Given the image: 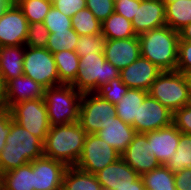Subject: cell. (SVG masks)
Returning <instances> with one entry per match:
<instances>
[{"label": "cell", "mask_w": 191, "mask_h": 190, "mask_svg": "<svg viewBox=\"0 0 191 190\" xmlns=\"http://www.w3.org/2000/svg\"><path fill=\"white\" fill-rule=\"evenodd\" d=\"M87 133L79 122L51 126L43 142V154L67 167L78 162Z\"/></svg>", "instance_id": "obj_1"}, {"label": "cell", "mask_w": 191, "mask_h": 190, "mask_svg": "<svg viewBox=\"0 0 191 190\" xmlns=\"http://www.w3.org/2000/svg\"><path fill=\"white\" fill-rule=\"evenodd\" d=\"M43 156V141L12 120L0 152V175Z\"/></svg>", "instance_id": "obj_2"}, {"label": "cell", "mask_w": 191, "mask_h": 190, "mask_svg": "<svg viewBox=\"0 0 191 190\" xmlns=\"http://www.w3.org/2000/svg\"><path fill=\"white\" fill-rule=\"evenodd\" d=\"M141 56L162 71H175L178 61L179 31L167 25L138 35Z\"/></svg>", "instance_id": "obj_3"}, {"label": "cell", "mask_w": 191, "mask_h": 190, "mask_svg": "<svg viewBox=\"0 0 191 190\" xmlns=\"http://www.w3.org/2000/svg\"><path fill=\"white\" fill-rule=\"evenodd\" d=\"M82 94L70 84L45 89L44 101L50 126L79 122Z\"/></svg>", "instance_id": "obj_4"}, {"label": "cell", "mask_w": 191, "mask_h": 190, "mask_svg": "<svg viewBox=\"0 0 191 190\" xmlns=\"http://www.w3.org/2000/svg\"><path fill=\"white\" fill-rule=\"evenodd\" d=\"M148 94L172 113L191 103L188 77L179 71H162L151 84Z\"/></svg>", "instance_id": "obj_5"}, {"label": "cell", "mask_w": 191, "mask_h": 190, "mask_svg": "<svg viewBox=\"0 0 191 190\" xmlns=\"http://www.w3.org/2000/svg\"><path fill=\"white\" fill-rule=\"evenodd\" d=\"M120 70L105 59L104 52L80 57L77 77L71 84L78 92L94 93L102 84L119 77Z\"/></svg>", "instance_id": "obj_6"}, {"label": "cell", "mask_w": 191, "mask_h": 190, "mask_svg": "<svg viewBox=\"0 0 191 190\" xmlns=\"http://www.w3.org/2000/svg\"><path fill=\"white\" fill-rule=\"evenodd\" d=\"M23 73L45 89L59 85V75L53 54L46 48L26 46Z\"/></svg>", "instance_id": "obj_7"}, {"label": "cell", "mask_w": 191, "mask_h": 190, "mask_svg": "<svg viewBox=\"0 0 191 190\" xmlns=\"http://www.w3.org/2000/svg\"><path fill=\"white\" fill-rule=\"evenodd\" d=\"M93 94H82L79 108V123L87 134L97 133L116 117L115 104Z\"/></svg>", "instance_id": "obj_8"}, {"label": "cell", "mask_w": 191, "mask_h": 190, "mask_svg": "<svg viewBox=\"0 0 191 190\" xmlns=\"http://www.w3.org/2000/svg\"><path fill=\"white\" fill-rule=\"evenodd\" d=\"M9 110L16 123L44 142L51 127L44 98L19 102Z\"/></svg>", "instance_id": "obj_9"}, {"label": "cell", "mask_w": 191, "mask_h": 190, "mask_svg": "<svg viewBox=\"0 0 191 190\" xmlns=\"http://www.w3.org/2000/svg\"><path fill=\"white\" fill-rule=\"evenodd\" d=\"M121 158L120 153L96 134H87L82 154L75 167L95 175Z\"/></svg>", "instance_id": "obj_10"}, {"label": "cell", "mask_w": 191, "mask_h": 190, "mask_svg": "<svg viewBox=\"0 0 191 190\" xmlns=\"http://www.w3.org/2000/svg\"><path fill=\"white\" fill-rule=\"evenodd\" d=\"M28 21L13 1L0 16V47L25 45Z\"/></svg>", "instance_id": "obj_11"}, {"label": "cell", "mask_w": 191, "mask_h": 190, "mask_svg": "<svg viewBox=\"0 0 191 190\" xmlns=\"http://www.w3.org/2000/svg\"><path fill=\"white\" fill-rule=\"evenodd\" d=\"M173 113L151 95H147L139 106L137 119H134L136 133H146L172 124Z\"/></svg>", "instance_id": "obj_12"}, {"label": "cell", "mask_w": 191, "mask_h": 190, "mask_svg": "<svg viewBox=\"0 0 191 190\" xmlns=\"http://www.w3.org/2000/svg\"><path fill=\"white\" fill-rule=\"evenodd\" d=\"M67 166L45 156L33 160L34 190H61Z\"/></svg>", "instance_id": "obj_13"}, {"label": "cell", "mask_w": 191, "mask_h": 190, "mask_svg": "<svg viewBox=\"0 0 191 190\" xmlns=\"http://www.w3.org/2000/svg\"><path fill=\"white\" fill-rule=\"evenodd\" d=\"M149 142L144 133H136L121 158L140 176L160 166L154 155L149 154Z\"/></svg>", "instance_id": "obj_14"}, {"label": "cell", "mask_w": 191, "mask_h": 190, "mask_svg": "<svg viewBox=\"0 0 191 190\" xmlns=\"http://www.w3.org/2000/svg\"><path fill=\"white\" fill-rule=\"evenodd\" d=\"M161 72L160 68L140 55L128 67L120 70L119 77L129 89H140L148 92L151 84Z\"/></svg>", "instance_id": "obj_15"}, {"label": "cell", "mask_w": 191, "mask_h": 190, "mask_svg": "<svg viewBox=\"0 0 191 190\" xmlns=\"http://www.w3.org/2000/svg\"><path fill=\"white\" fill-rule=\"evenodd\" d=\"M141 55L138 36L125 39H106L104 56L118 70L128 67Z\"/></svg>", "instance_id": "obj_16"}, {"label": "cell", "mask_w": 191, "mask_h": 190, "mask_svg": "<svg viewBox=\"0 0 191 190\" xmlns=\"http://www.w3.org/2000/svg\"><path fill=\"white\" fill-rule=\"evenodd\" d=\"M149 142V154L154 155L160 165H164L176 152L180 131L171 124L168 127L144 133Z\"/></svg>", "instance_id": "obj_17"}, {"label": "cell", "mask_w": 191, "mask_h": 190, "mask_svg": "<svg viewBox=\"0 0 191 190\" xmlns=\"http://www.w3.org/2000/svg\"><path fill=\"white\" fill-rule=\"evenodd\" d=\"M131 22L136 35L165 26V3L162 0H140Z\"/></svg>", "instance_id": "obj_18"}, {"label": "cell", "mask_w": 191, "mask_h": 190, "mask_svg": "<svg viewBox=\"0 0 191 190\" xmlns=\"http://www.w3.org/2000/svg\"><path fill=\"white\" fill-rule=\"evenodd\" d=\"M4 89L5 105L8 109L22 101L44 98L45 91L42 85L25 75L9 80Z\"/></svg>", "instance_id": "obj_19"}, {"label": "cell", "mask_w": 191, "mask_h": 190, "mask_svg": "<svg viewBox=\"0 0 191 190\" xmlns=\"http://www.w3.org/2000/svg\"><path fill=\"white\" fill-rule=\"evenodd\" d=\"M95 176L103 190H116L117 187L133 183L140 177L122 158L107 165L96 173Z\"/></svg>", "instance_id": "obj_20"}, {"label": "cell", "mask_w": 191, "mask_h": 190, "mask_svg": "<svg viewBox=\"0 0 191 190\" xmlns=\"http://www.w3.org/2000/svg\"><path fill=\"white\" fill-rule=\"evenodd\" d=\"M95 134L122 154L133 140L136 131L131 125L116 116L112 117L105 128Z\"/></svg>", "instance_id": "obj_21"}, {"label": "cell", "mask_w": 191, "mask_h": 190, "mask_svg": "<svg viewBox=\"0 0 191 190\" xmlns=\"http://www.w3.org/2000/svg\"><path fill=\"white\" fill-rule=\"evenodd\" d=\"M25 45L0 47V77L5 85L23 73Z\"/></svg>", "instance_id": "obj_22"}, {"label": "cell", "mask_w": 191, "mask_h": 190, "mask_svg": "<svg viewBox=\"0 0 191 190\" xmlns=\"http://www.w3.org/2000/svg\"><path fill=\"white\" fill-rule=\"evenodd\" d=\"M1 190H34L33 161L1 174Z\"/></svg>", "instance_id": "obj_23"}, {"label": "cell", "mask_w": 191, "mask_h": 190, "mask_svg": "<svg viewBox=\"0 0 191 190\" xmlns=\"http://www.w3.org/2000/svg\"><path fill=\"white\" fill-rule=\"evenodd\" d=\"M147 95L148 92L144 90L128 89L121 101L115 104L116 116L134 128V119H137L139 106Z\"/></svg>", "instance_id": "obj_24"}, {"label": "cell", "mask_w": 191, "mask_h": 190, "mask_svg": "<svg viewBox=\"0 0 191 190\" xmlns=\"http://www.w3.org/2000/svg\"><path fill=\"white\" fill-rule=\"evenodd\" d=\"M62 190H103L97 177L84 172L75 166L67 167L64 176Z\"/></svg>", "instance_id": "obj_25"}, {"label": "cell", "mask_w": 191, "mask_h": 190, "mask_svg": "<svg viewBox=\"0 0 191 190\" xmlns=\"http://www.w3.org/2000/svg\"><path fill=\"white\" fill-rule=\"evenodd\" d=\"M60 84H72L76 77L79 67L80 57L75 51L65 50L53 54Z\"/></svg>", "instance_id": "obj_26"}, {"label": "cell", "mask_w": 191, "mask_h": 190, "mask_svg": "<svg viewBox=\"0 0 191 190\" xmlns=\"http://www.w3.org/2000/svg\"><path fill=\"white\" fill-rule=\"evenodd\" d=\"M166 25L179 31L191 23V0H177L165 4Z\"/></svg>", "instance_id": "obj_27"}, {"label": "cell", "mask_w": 191, "mask_h": 190, "mask_svg": "<svg viewBox=\"0 0 191 190\" xmlns=\"http://www.w3.org/2000/svg\"><path fill=\"white\" fill-rule=\"evenodd\" d=\"M101 33L105 39H125L138 36L133 30L132 22L115 12L102 22Z\"/></svg>", "instance_id": "obj_28"}, {"label": "cell", "mask_w": 191, "mask_h": 190, "mask_svg": "<svg viewBox=\"0 0 191 190\" xmlns=\"http://www.w3.org/2000/svg\"><path fill=\"white\" fill-rule=\"evenodd\" d=\"M145 188L150 190H176L174 173L165 165H160L141 176Z\"/></svg>", "instance_id": "obj_29"}, {"label": "cell", "mask_w": 191, "mask_h": 190, "mask_svg": "<svg viewBox=\"0 0 191 190\" xmlns=\"http://www.w3.org/2000/svg\"><path fill=\"white\" fill-rule=\"evenodd\" d=\"M164 165L173 173L191 168V134L180 132L176 152Z\"/></svg>", "instance_id": "obj_30"}, {"label": "cell", "mask_w": 191, "mask_h": 190, "mask_svg": "<svg viewBox=\"0 0 191 190\" xmlns=\"http://www.w3.org/2000/svg\"><path fill=\"white\" fill-rule=\"evenodd\" d=\"M72 28L81 35H95L102 32V23L88 9L78 11L71 17Z\"/></svg>", "instance_id": "obj_31"}, {"label": "cell", "mask_w": 191, "mask_h": 190, "mask_svg": "<svg viewBox=\"0 0 191 190\" xmlns=\"http://www.w3.org/2000/svg\"><path fill=\"white\" fill-rule=\"evenodd\" d=\"M79 35L73 29H66L50 33L47 41V47L52 54L65 50L75 51Z\"/></svg>", "instance_id": "obj_32"}, {"label": "cell", "mask_w": 191, "mask_h": 190, "mask_svg": "<svg viewBox=\"0 0 191 190\" xmlns=\"http://www.w3.org/2000/svg\"><path fill=\"white\" fill-rule=\"evenodd\" d=\"M28 23L43 22L52 7V0H14Z\"/></svg>", "instance_id": "obj_33"}, {"label": "cell", "mask_w": 191, "mask_h": 190, "mask_svg": "<svg viewBox=\"0 0 191 190\" xmlns=\"http://www.w3.org/2000/svg\"><path fill=\"white\" fill-rule=\"evenodd\" d=\"M128 89L121 78L118 77L108 83L102 84L94 93L112 104H117L127 93Z\"/></svg>", "instance_id": "obj_34"}, {"label": "cell", "mask_w": 191, "mask_h": 190, "mask_svg": "<svg viewBox=\"0 0 191 190\" xmlns=\"http://www.w3.org/2000/svg\"><path fill=\"white\" fill-rule=\"evenodd\" d=\"M105 37L100 34L95 35H81L78 38L75 52L79 57L104 52Z\"/></svg>", "instance_id": "obj_35"}, {"label": "cell", "mask_w": 191, "mask_h": 190, "mask_svg": "<svg viewBox=\"0 0 191 190\" xmlns=\"http://www.w3.org/2000/svg\"><path fill=\"white\" fill-rule=\"evenodd\" d=\"M49 30L43 22H33L28 24V32L25 46L32 48H46L49 38Z\"/></svg>", "instance_id": "obj_36"}, {"label": "cell", "mask_w": 191, "mask_h": 190, "mask_svg": "<svg viewBox=\"0 0 191 190\" xmlns=\"http://www.w3.org/2000/svg\"><path fill=\"white\" fill-rule=\"evenodd\" d=\"M43 23L49 30V33L72 28L71 18L60 12L54 6L51 7L48 14L45 16Z\"/></svg>", "instance_id": "obj_37"}, {"label": "cell", "mask_w": 191, "mask_h": 190, "mask_svg": "<svg viewBox=\"0 0 191 190\" xmlns=\"http://www.w3.org/2000/svg\"><path fill=\"white\" fill-rule=\"evenodd\" d=\"M115 0H86L88 8L102 23L114 12Z\"/></svg>", "instance_id": "obj_38"}, {"label": "cell", "mask_w": 191, "mask_h": 190, "mask_svg": "<svg viewBox=\"0 0 191 190\" xmlns=\"http://www.w3.org/2000/svg\"><path fill=\"white\" fill-rule=\"evenodd\" d=\"M176 70L186 76L191 74V41L179 40Z\"/></svg>", "instance_id": "obj_39"}, {"label": "cell", "mask_w": 191, "mask_h": 190, "mask_svg": "<svg viewBox=\"0 0 191 190\" xmlns=\"http://www.w3.org/2000/svg\"><path fill=\"white\" fill-rule=\"evenodd\" d=\"M172 124L183 134H191V103L173 113Z\"/></svg>", "instance_id": "obj_40"}, {"label": "cell", "mask_w": 191, "mask_h": 190, "mask_svg": "<svg viewBox=\"0 0 191 190\" xmlns=\"http://www.w3.org/2000/svg\"><path fill=\"white\" fill-rule=\"evenodd\" d=\"M52 6L71 18L86 8V0H52Z\"/></svg>", "instance_id": "obj_41"}, {"label": "cell", "mask_w": 191, "mask_h": 190, "mask_svg": "<svg viewBox=\"0 0 191 190\" xmlns=\"http://www.w3.org/2000/svg\"><path fill=\"white\" fill-rule=\"evenodd\" d=\"M137 6H140V0H115L114 12L132 21Z\"/></svg>", "instance_id": "obj_42"}, {"label": "cell", "mask_w": 191, "mask_h": 190, "mask_svg": "<svg viewBox=\"0 0 191 190\" xmlns=\"http://www.w3.org/2000/svg\"><path fill=\"white\" fill-rule=\"evenodd\" d=\"M13 120L8 108L0 109V152L6 144V138L10 131V123Z\"/></svg>", "instance_id": "obj_43"}, {"label": "cell", "mask_w": 191, "mask_h": 190, "mask_svg": "<svg viewBox=\"0 0 191 190\" xmlns=\"http://www.w3.org/2000/svg\"><path fill=\"white\" fill-rule=\"evenodd\" d=\"M176 190H191V168L174 173Z\"/></svg>", "instance_id": "obj_44"}, {"label": "cell", "mask_w": 191, "mask_h": 190, "mask_svg": "<svg viewBox=\"0 0 191 190\" xmlns=\"http://www.w3.org/2000/svg\"><path fill=\"white\" fill-rule=\"evenodd\" d=\"M144 189H145V186L140 176L133 183L123 184L122 186L117 187L116 190H144Z\"/></svg>", "instance_id": "obj_45"}, {"label": "cell", "mask_w": 191, "mask_h": 190, "mask_svg": "<svg viewBox=\"0 0 191 190\" xmlns=\"http://www.w3.org/2000/svg\"><path fill=\"white\" fill-rule=\"evenodd\" d=\"M179 40L191 41V23L179 30Z\"/></svg>", "instance_id": "obj_46"}, {"label": "cell", "mask_w": 191, "mask_h": 190, "mask_svg": "<svg viewBox=\"0 0 191 190\" xmlns=\"http://www.w3.org/2000/svg\"><path fill=\"white\" fill-rule=\"evenodd\" d=\"M5 89H4V84L2 82V79L0 77V109L5 108Z\"/></svg>", "instance_id": "obj_47"}, {"label": "cell", "mask_w": 191, "mask_h": 190, "mask_svg": "<svg viewBox=\"0 0 191 190\" xmlns=\"http://www.w3.org/2000/svg\"><path fill=\"white\" fill-rule=\"evenodd\" d=\"M14 0H0V16L3 15L4 11Z\"/></svg>", "instance_id": "obj_48"}, {"label": "cell", "mask_w": 191, "mask_h": 190, "mask_svg": "<svg viewBox=\"0 0 191 190\" xmlns=\"http://www.w3.org/2000/svg\"><path fill=\"white\" fill-rule=\"evenodd\" d=\"M162 1L166 4V3H170V2H175L177 0H162Z\"/></svg>", "instance_id": "obj_49"}, {"label": "cell", "mask_w": 191, "mask_h": 190, "mask_svg": "<svg viewBox=\"0 0 191 190\" xmlns=\"http://www.w3.org/2000/svg\"><path fill=\"white\" fill-rule=\"evenodd\" d=\"M187 77H188V80H189V84H190V92H191V74H189Z\"/></svg>", "instance_id": "obj_50"}]
</instances>
